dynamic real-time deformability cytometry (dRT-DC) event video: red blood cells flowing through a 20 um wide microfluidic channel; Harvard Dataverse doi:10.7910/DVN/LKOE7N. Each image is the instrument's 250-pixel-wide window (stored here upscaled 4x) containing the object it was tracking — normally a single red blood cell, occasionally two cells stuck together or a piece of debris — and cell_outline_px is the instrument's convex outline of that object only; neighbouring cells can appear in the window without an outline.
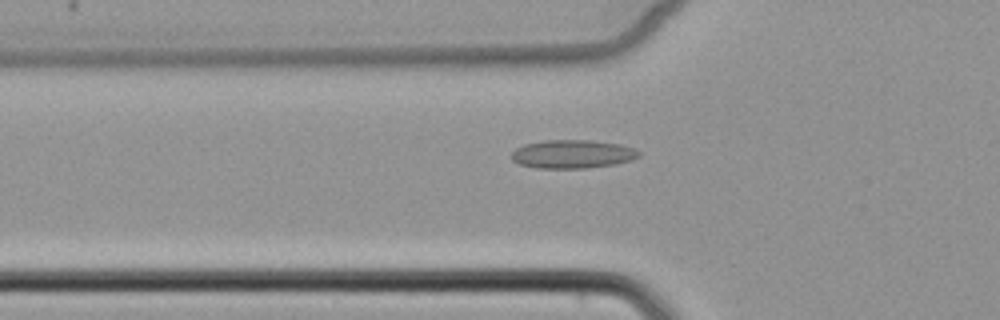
{"species": "common noctule bat (a hibernating species)", "species_latin": "Nyctalus noctula", "temperature_condition": "cold", "stored_images_in_passage": 6, "camera_frame_rate_fps": 3000, "um_per_image_px": 0.085, "animal": {"sex": "female", "body_mass_g": 22.7, "forearm_length_mm": 54.2}, "frame": {"image": 1, "passage_image": 6, "time_ms": 8.333, "image_size_px": [1000, 320], "cell_outline_px": [[640, 156], [632, 160], [616, 164], [584, 168], [536, 168], [520, 164], [512, 160], [512, 152], [516, 148], [524, 144], [544, 140], [588, 140], [620, 144], [632, 148], [640, 152]], "centroid_in_image_um": [48.66, 13.1], "position_along_channel_um": 77.1, "area_um2": 21.1}}